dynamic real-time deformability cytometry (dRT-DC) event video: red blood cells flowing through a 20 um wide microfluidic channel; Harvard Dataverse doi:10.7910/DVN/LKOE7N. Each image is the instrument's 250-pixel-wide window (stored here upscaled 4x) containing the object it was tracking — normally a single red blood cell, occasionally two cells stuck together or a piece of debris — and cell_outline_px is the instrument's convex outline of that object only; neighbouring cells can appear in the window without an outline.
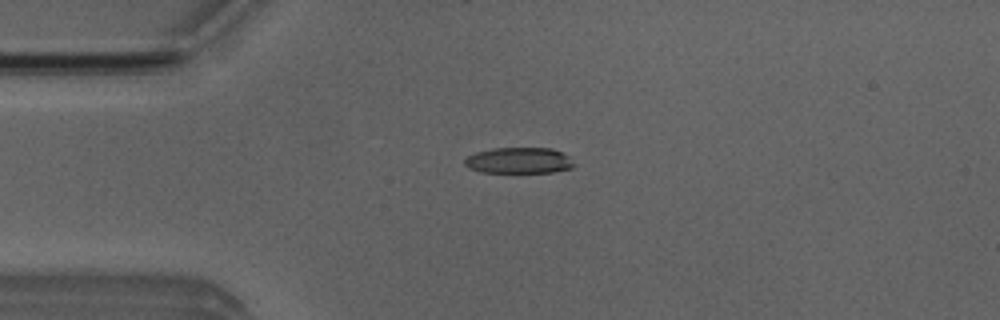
{"species": "Egyptian fruit bat (a non-hibernating species)", "species_latin": "Rousettus aegyptiacus", "temperature_condition": "room temperature", "stored_images_in_passage": 38, "camera_frame_rate_fps": 3000, "um_per_image_px": 0.085, "animal": {"sex": "male"}, "frame": {"image": 1, "passage_image": 5, "time_ms": 1.333, "image_size_px": [1000, 320], "cell_outline_px": [[572, 168], [552, 172], [480, 172], [468, 168], [464, 164], [464, 160], [468, 156], [476, 152], [492, 148], [552, 148], [568, 156], [572, 164]], "centroid_in_image_um": [44.05, 13.64], "position_along_channel_um": 40.9, "area_um2": 16.42}}
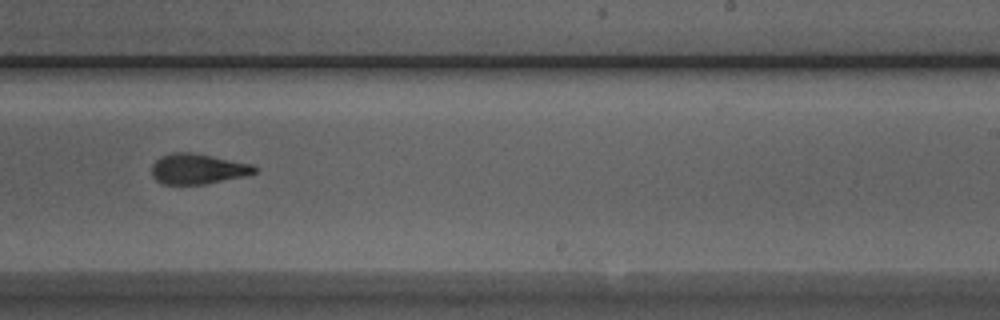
{"frame": {"image": 2, "passage_image": 24, "time_ms": 7.667, "image_size_px": [1000, 320], "cell_outline_px": [[260, 168], [256, 172], [244, 176], [204, 184], [160, 184], [152, 176], [152, 164], [160, 156], [172, 152], [192, 152], [252, 164]], "centroid_in_image_um": [16.79, 14.35], "position_along_channel_um": 272.2, "area_um2": 18.26}}
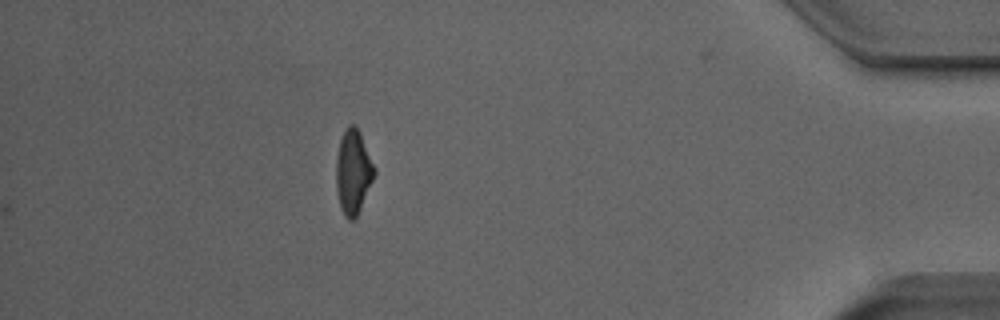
{"frame": {"image": 3, "passage_image": 38, "time_ms": 12.333, "image_size_px": [1000, 320], "cell_outline_px": [[376, 172], [360, 208], [356, 216], [352, 220], [348, 220], [344, 216], [340, 208], [336, 188], [336, 160], [340, 140], [348, 124], [356, 124], [360, 132], [376, 168]], "centroid_in_image_um": [30.01, 14.59], "position_along_channel_um": 405.2, "area_um2": 18.73}, "authors_computed_cell_mechanics": {"area_um2": 18.7272, "velocity_mm_per_s": 4.0154, "shape_relaxation_time_tau1_ms": 7.0053, "shape_relaxation_time_tau2_ms": 2.0238, "deformation_change_tau1": 0.2234, "deformation_change_tau2": 0.1136}}